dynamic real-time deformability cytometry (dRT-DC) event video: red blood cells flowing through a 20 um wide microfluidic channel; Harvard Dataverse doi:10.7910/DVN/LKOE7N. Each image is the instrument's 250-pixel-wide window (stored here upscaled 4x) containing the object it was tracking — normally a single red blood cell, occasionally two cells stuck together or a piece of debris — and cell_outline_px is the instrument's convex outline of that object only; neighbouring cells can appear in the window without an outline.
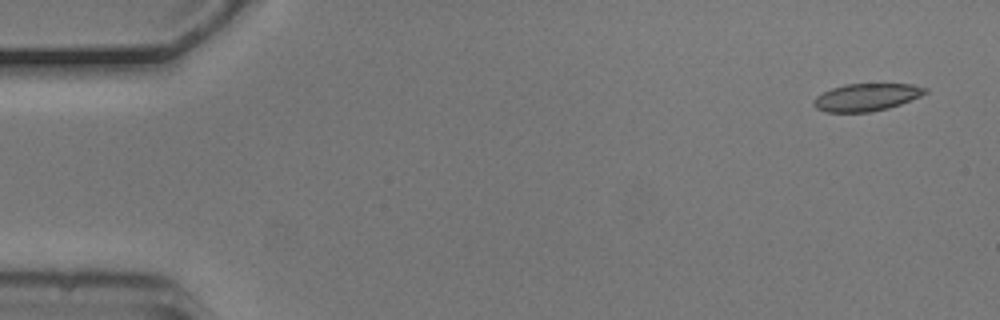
{"species": "common noctule bat (a hibernating species)", "species_latin": "Nyctalus noctula", "temperature_condition": "cold", "stored_images_in_passage": 5, "camera_frame_rate_fps": 3000, "um_per_image_px": 0.085, "animal": {"sex": "male", "body_mass_g": 20.5, "forearm_length_mm": 52.5}, "frame": {"image": 1, "passage_image": 1, "time_ms": 0.0, "image_size_px": [1000, 320], "cell_outline_px": [[928, 92], [920, 96], [900, 104], [888, 108], [872, 112], [824, 112], [816, 108], [812, 104], [812, 100], [816, 96], [832, 88], [844, 84], [912, 84], [928, 88]], "centroid_in_image_um": [73.63, 8.26], "position_along_channel_um": 11.4, "area_um2": 17.92}}
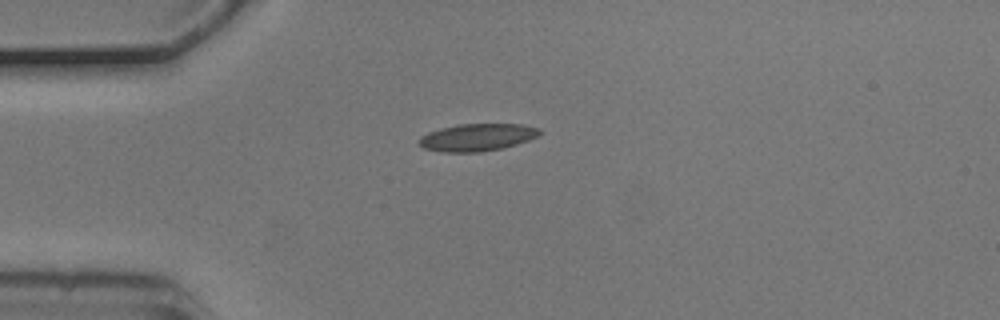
{"frame": {"image": 2, "passage_image": 4, "time_ms": 1.0, "image_size_px": [1000, 320], "cell_outline_px": [[544, 132], [528, 140], [504, 148], [480, 152], [444, 152], [424, 148], [420, 144], [420, 136], [428, 132], [440, 128], [460, 124], [524, 124], [540, 128]], "centroid_in_image_um": [40.6, 11.66], "position_along_channel_um": 44.4, "area_um2": 19.25}}